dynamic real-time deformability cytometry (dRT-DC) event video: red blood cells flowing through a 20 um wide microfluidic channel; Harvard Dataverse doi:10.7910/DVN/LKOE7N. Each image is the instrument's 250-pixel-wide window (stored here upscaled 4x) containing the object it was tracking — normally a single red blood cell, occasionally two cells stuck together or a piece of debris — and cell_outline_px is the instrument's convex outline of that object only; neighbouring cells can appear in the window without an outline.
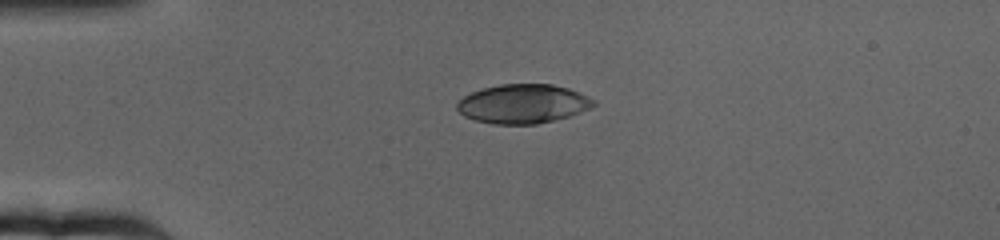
{"species": "human", "species_latin": "Homo sapiens", "temperature_condition": "cold", "stored_images_in_passage": 49, "camera_frame_rate_fps": 3000, "um_per_image_px": 0.085, "donor": {"sex": "female"}, "frame": {"image": 1, "passage_image": 1, "time_ms": 0.0, "image_size_px": [1000, 240], "cell_outline_px": [[596, 104], [580, 112], [556, 120], [536, 124], [492, 124], [476, 120], [464, 116], [456, 108], [456, 104], [464, 96], [472, 92], [484, 88], [500, 84], [552, 84], [568, 88], [580, 92], [596, 100]], "centroid_in_image_um": [44.46, 8.82], "position_along_channel_um": 40.5, "area_um2": 31.1}}
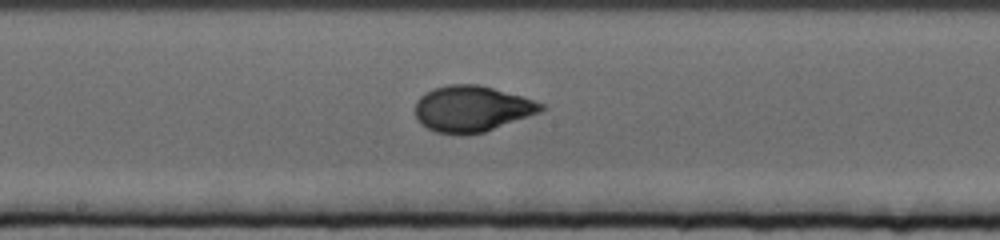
{"frame": {"image": 2, "passage_image": 20, "time_ms": 6.333, "image_size_px": [1000, 240], "cell_outline_px": [[548, 108], [540, 112], [484, 132], [468, 136], [460, 136], [436, 132], [420, 124], [416, 116], [416, 100], [424, 92], [432, 88], [448, 84], [476, 84], [524, 96], [544, 104]], "centroid_in_image_um": [40.1, 9.25], "position_along_channel_um": 208.1, "area_um2": 34.16}}
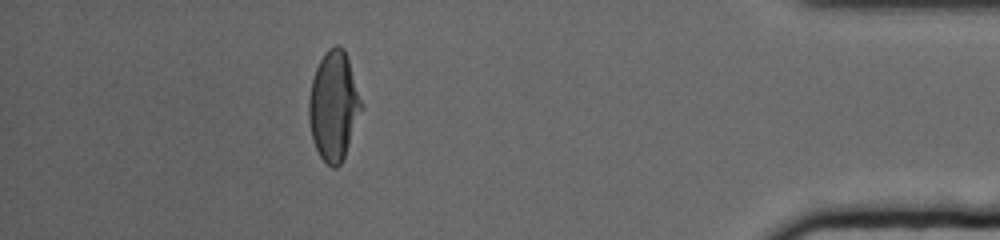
{"frame": {"image": 3, "passage_image": 43, "time_ms": 14.0, "image_size_px": [1000, 240], "cell_outline_px": [[364, 108], [344, 156], [340, 164], [336, 168], [332, 168], [320, 156], [312, 140], [308, 120], [308, 100], [312, 80], [316, 68], [324, 52], [328, 48], [336, 44], [340, 44], [344, 48], [364, 104]], "centroid_in_image_um": [28.38, 8.98], "position_along_channel_um": 406.8, "area_um2": 33.81}, "authors_computed_cell_mechanics": {"area_um2": 33.1194, "velocity_mm_per_s": 3.1696, "shape_relaxation_time_tau1_ms": 4.2409, "shape_relaxation_time_tau2_ms": null, "deformation_change_tau1": 0.19, "deformation_change_tau2": null}}